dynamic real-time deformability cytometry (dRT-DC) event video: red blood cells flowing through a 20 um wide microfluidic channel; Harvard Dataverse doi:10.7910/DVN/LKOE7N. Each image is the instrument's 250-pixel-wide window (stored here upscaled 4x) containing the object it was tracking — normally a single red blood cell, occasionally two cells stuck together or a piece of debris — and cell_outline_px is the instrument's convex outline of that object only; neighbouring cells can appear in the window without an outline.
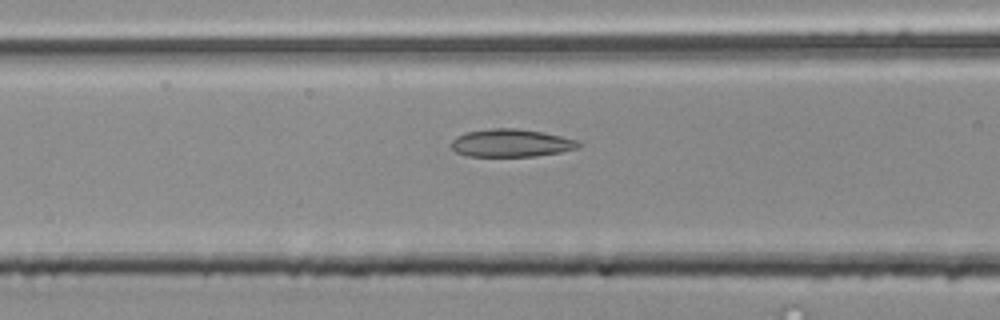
{"species": "common noctule bat (a hibernating species)", "species_latin": "Nyctalus noctula", "temperature_condition": "room temperature", "stored_images_in_passage": 14, "camera_frame_rate_fps": 3000, "um_per_image_px": 0.085, "animal": {"sex": "male", "body_mass_g": 20.4}, "frame": {"image": 1, "passage_image": 12, "time_ms": 3.667, "image_size_px": [1000, 320], "cell_outline_px": [[580, 144], [576, 148], [560, 152], [536, 156], [468, 156], [456, 152], [448, 144], [456, 136], [468, 132], [488, 128], [516, 128], [540, 132], [560, 136], [576, 140]], "centroid_in_image_um": [43.37, 12.16], "position_along_channel_um": 123.2, "area_um2": 20.46}}